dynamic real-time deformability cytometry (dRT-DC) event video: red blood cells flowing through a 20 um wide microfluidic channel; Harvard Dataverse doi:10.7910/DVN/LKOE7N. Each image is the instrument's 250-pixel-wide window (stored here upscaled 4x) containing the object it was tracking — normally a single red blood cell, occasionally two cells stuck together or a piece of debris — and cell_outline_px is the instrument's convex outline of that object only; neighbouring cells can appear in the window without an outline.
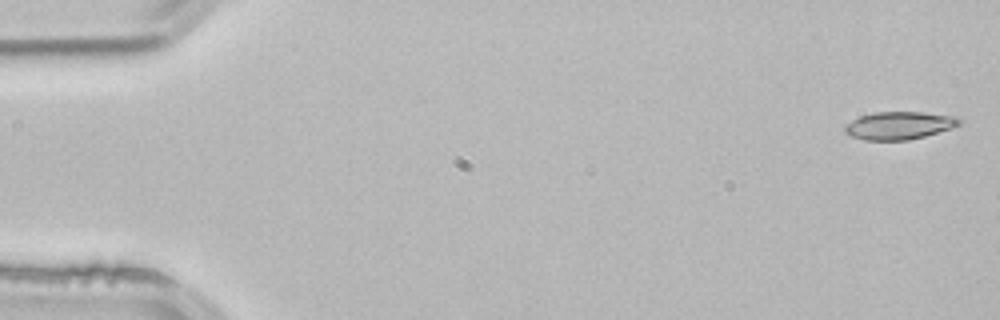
{"species": "common noctule bat (a hibernating species)", "species_latin": "Nyctalus noctula", "temperature_condition": "room temperature", "stored_images_in_passage": 52, "camera_frame_rate_fps": 3000, "um_per_image_px": 0.085, "animal": {"sex": "male", "body_mass_g": 21.5, "forearm_length_mm": 52.0}, "frame": {"image": 1, "passage_image": 1, "time_ms": 0.0, "image_size_px": [1000, 320], "cell_outline_px": [[964, 120], [960, 124], [952, 128], [924, 136], [908, 140], [864, 140], [852, 136], [844, 132], [844, 124], [860, 116], [872, 112], [920, 112], [956, 116]], "centroid_in_image_um": [76.43, 10.66], "position_along_channel_um": 8.6, "area_um2": 18.61}}
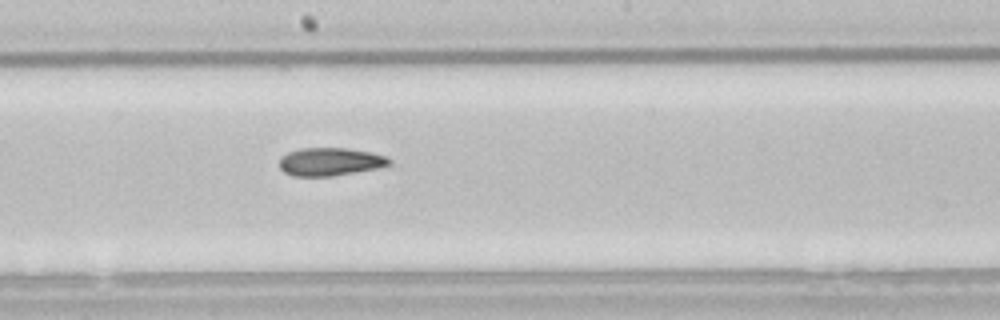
{"frame": {"image": 2, "passage_image": 28, "time_ms": 9.0, "image_size_px": [1000, 320], "cell_outline_px": [[392, 164], [380, 168], [332, 176], [292, 176], [284, 172], [280, 168], [280, 156], [288, 152], [300, 148], [344, 148], [372, 152], [384, 156], [392, 160]], "centroid_in_image_um": [28.07, 13.75], "position_along_channel_um": 220.1, "area_um2": 18.09}}
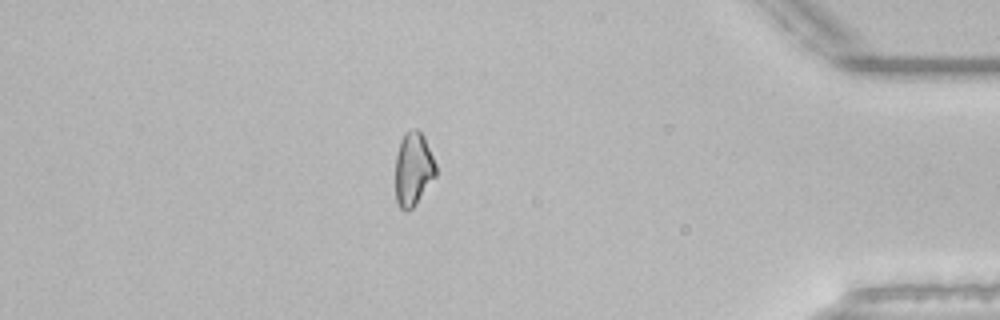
{"frame": {"image": 3, "passage_image": 45, "time_ms": 14.667, "image_size_px": [1000, 320], "cell_outline_px": [[436, 176], [416, 204], [408, 212], [404, 212], [400, 208], [396, 200], [396, 156], [400, 140], [404, 132], [412, 128], [416, 128], [424, 136], [436, 164]], "centroid_in_image_um": [35.13, 14.37], "position_along_channel_um": 400.1, "area_um2": 17.51}, "authors_computed_cell_mechanics": {"area_um2": 18.3515, "velocity_mm_per_s": 3.882, "shape_relaxation_time_tau1_ms": null, "shape_relaxation_time_tau2_ms": 4.7132, "deformation_change_tau1": null, "deformation_change_tau2": 0.1194}}